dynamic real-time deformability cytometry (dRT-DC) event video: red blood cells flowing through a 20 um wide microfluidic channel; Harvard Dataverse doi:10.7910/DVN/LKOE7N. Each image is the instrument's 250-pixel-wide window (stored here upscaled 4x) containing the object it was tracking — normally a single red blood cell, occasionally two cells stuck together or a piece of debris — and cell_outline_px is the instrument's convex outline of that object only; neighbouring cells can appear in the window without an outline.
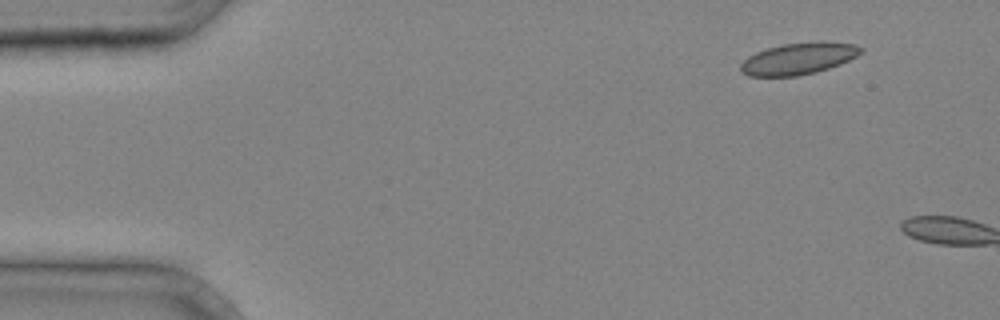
{"species": "common noctule bat (a hibernating species)", "species_latin": "Nyctalus noctula", "temperature_condition": "cold", "stored_images_in_passage": 2, "camera_frame_rate_fps": 3000, "um_per_image_px": 0.085, "animal": {"sex": "male", "body_mass_g": 20.4}, "frame": {"image": 1, "passage_image": 1, "time_ms": 0.0, "image_size_px": [1000, 320], "cell_outline_px": [[864, 52], [840, 64], [816, 72], [796, 76], [748, 76], [740, 72], [740, 64], [748, 56], [756, 52], [768, 48], [784, 44], [820, 40], [856, 44], [864, 48]], "centroid_in_image_um": [67.9, 4.97], "position_along_channel_um": 17.1, "area_um2": 22.43}}